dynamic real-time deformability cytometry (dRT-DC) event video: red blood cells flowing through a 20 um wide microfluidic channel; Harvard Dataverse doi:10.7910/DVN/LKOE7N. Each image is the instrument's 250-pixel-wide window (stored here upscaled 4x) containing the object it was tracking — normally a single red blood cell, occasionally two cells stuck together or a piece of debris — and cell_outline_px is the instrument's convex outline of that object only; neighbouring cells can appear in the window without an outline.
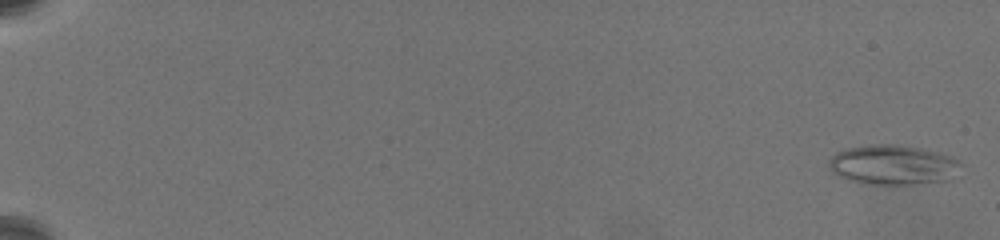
{"species": "common noctule bat (a hibernating species)", "species_latin": "Nyctalus noctula", "temperature_condition": "warm", "stored_images_in_passage": 36, "camera_frame_rate_fps": 3000, "um_per_image_px": 0.085, "animal": {"sex": "female", "body_mass_g": 19.5, "forearm_length_mm": 54.1}, "frame": {"image": 1, "passage_image": 1, "time_ms": 0.0, "image_size_px": [1000, 240], "cell_outline_px": [[960, 164], [948, 180], [908, 184], [868, 184], [836, 176], [832, 172], [828, 164], [828, 160], [836, 152], [848, 148], [872, 144], [892, 144], [920, 148], [952, 156], [960, 160]], "centroid_in_image_um": [75.84, 14.0], "position_along_channel_um": 9.2, "area_um2": 30.23}}
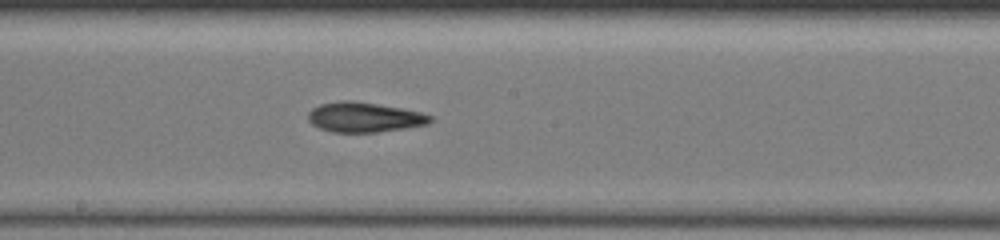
{"frame": {"image": 2, "passage_image": 18, "time_ms": 12.333, "image_size_px": [1000, 240], "cell_outline_px": [[432, 120], [428, 124], [404, 128], [376, 132], [332, 132], [320, 128], [312, 124], [308, 120], [308, 112], [312, 108], [320, 104], [340, 100], [352, 100], [400, 108], [420, 112], [432, 116]], "centroid_in_image_um": [30.93, 9.96], "position_along_channel_um": 217.3, "area_um2": 21.15}}
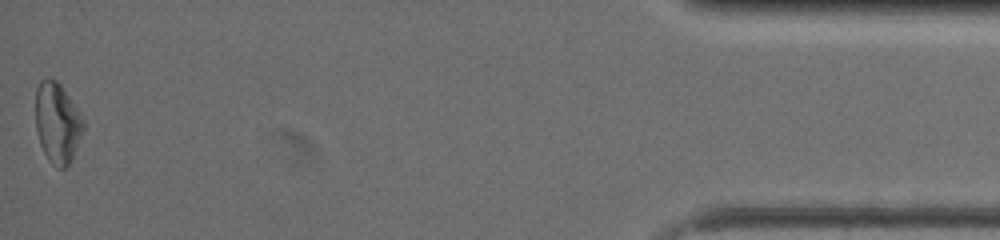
{"frame": {"image": 3, "passage_image": 36, "time_ms": 20.667, "image_size_px": [1000, 240], "cell_outline_px": [[84, 132], [72, 160], [64, 168], [56, 168], [48, 160], [40, 144], [36, 128], [36, 88], [40, 80], [56, 80], [60, 84], [84, 120]], "centroid_in_image_um": [4.89, 10.49], "position_along_channel_um": 430.3, "area_um2": 22.31}, "authors_computed_cell_mechanics": {"area_um2": 22.0218, "velocity_mm_per_s": 3.4785, "shape_relaxation_time_tau1_ms": null, "shape_relaxation_time_tau2_ms": 4.7524, "deformation_change_tau1": null, "deformation_change_tau2": 0.1452}}